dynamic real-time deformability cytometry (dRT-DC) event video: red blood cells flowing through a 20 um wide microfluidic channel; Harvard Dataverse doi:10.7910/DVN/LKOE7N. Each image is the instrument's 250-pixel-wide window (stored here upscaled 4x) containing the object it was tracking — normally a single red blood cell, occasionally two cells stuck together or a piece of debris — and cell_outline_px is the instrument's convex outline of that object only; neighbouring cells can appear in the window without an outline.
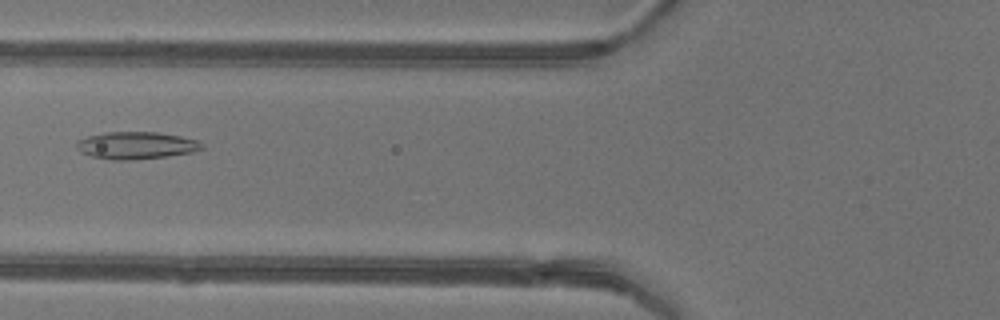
{"species": "common noctule bat (a hibernating species)", "species_latin": "Nyctalus noctula", "temperature_condition": "warm", "stored_images_in_passage": 26, "camera_frame_rate_fps": 3000, "um_per_image_px": 0.085, "animal": {"sex": "female"}, "frame": {"image": 1, "passage_image": 4, "time_ms": 1.0, "image_size_px": [1000, 320], "cell_outline_px": [[204, 148], [192, 152], [168, 156], [128, 160], [112, 160], [92, 156], [80, 152], [76, 148], [76, 140], [88, 136], [108, 132], [156, 132], [180, 136], [196, 140], [204, 144]], "centroid_in_image_um": [11.56, 12.36], "position_along_channel_um": 114.2, "area_um2": 19.88}}
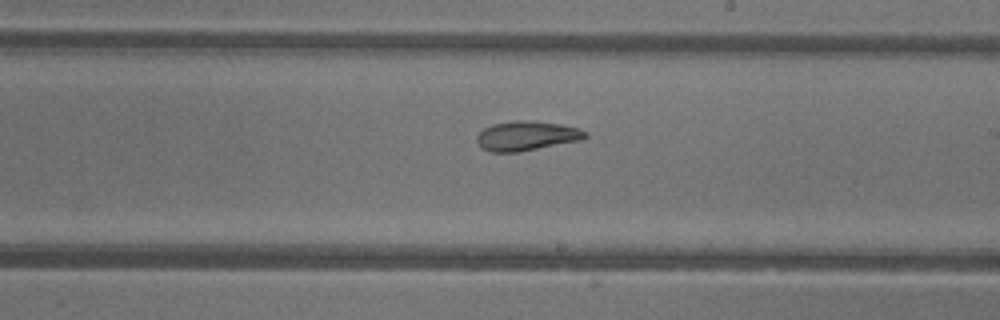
{"frame": {"image": 2, "passage_image": 13, "time_ms": 4.0, "image_size_px": [1000, 320], "cell_outline_px": [[588, 136], [580, 140], [516, 152], [488, 152], [480, 148], [476, 140], [476, 136], [484, 128], [492, 124], [512, 120], [528, 120], [560, 124], [580, 128], [588, 132]], "centroid_in_image_um": [44.73, 11.54], "position_along_channel_um": 244.3, "area_um2": 18.73}}
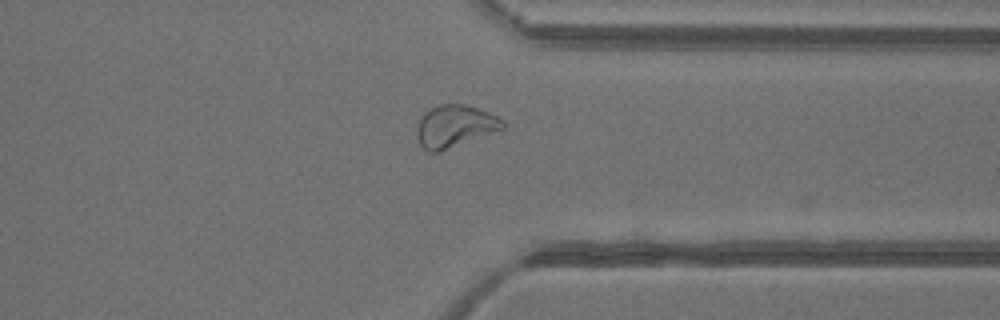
{"frame": {"image": 3, "passage_image": 22, "time_ms": 7.0, "image_size_px": [1000, 320], "cell_outline_px": [[504, 128], [440, 152], [428, 152], [420, 144], [416, 136], [416, 128], [420, 116], [424, 112], [436, 104], [464, 104], [488, 112], [504, 120]], "centroid_in_image_um": [38.6, 10.72], "position_along_channel_um": 372.8, "area_um2": 21.15}, "authors_computed_cell_mechanics": {"area_um2": 18.5249, "velocity_mm_per_s": 4.3387, "shape_relaxation_time_tau1_ms": null, "shape_relaxation_time_tau2_ms": 2.8902, "deformation_change_tau1": null, "deformation_change_tau2": 0.096}}